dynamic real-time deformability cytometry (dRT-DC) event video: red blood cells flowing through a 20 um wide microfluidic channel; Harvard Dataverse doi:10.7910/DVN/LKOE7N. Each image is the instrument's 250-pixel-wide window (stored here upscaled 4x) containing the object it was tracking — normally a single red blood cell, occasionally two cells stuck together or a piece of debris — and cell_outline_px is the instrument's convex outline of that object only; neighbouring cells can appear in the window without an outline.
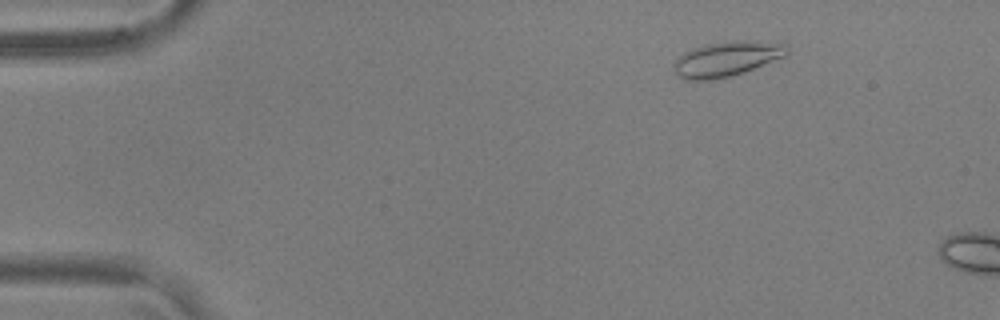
{"species": "common noctule bat (a hibernating species)", "species_latin": "Nyctalus noctula", "temperature_condition": "warm", "stored_images_in_passage": 11, "camera_frame_rate_fps": 3000, "um_per_image_px": 0.085, "animal": {"sex": "male", "body_mass_g": 17.9, "forearm_length_mm": 54.2}, "frame": {"image": 1, "passage_image": 8, "time_ms": 2.333, "image_size_px": [1000, 320], "cell_outline_px": [[788, 52], [784, 56], [744, 72], [732, 76], [716, 80], [684, 80], [676, 76], [672, 68], [672, 64], [684, 52], [692, 48], [704, 44], [736, 40], [756, 40], [788, 44]], "centroid_in_image_um": [61.72, 5.01], "position_along_channel_um": 23.3, "area_um2": 23.47}}